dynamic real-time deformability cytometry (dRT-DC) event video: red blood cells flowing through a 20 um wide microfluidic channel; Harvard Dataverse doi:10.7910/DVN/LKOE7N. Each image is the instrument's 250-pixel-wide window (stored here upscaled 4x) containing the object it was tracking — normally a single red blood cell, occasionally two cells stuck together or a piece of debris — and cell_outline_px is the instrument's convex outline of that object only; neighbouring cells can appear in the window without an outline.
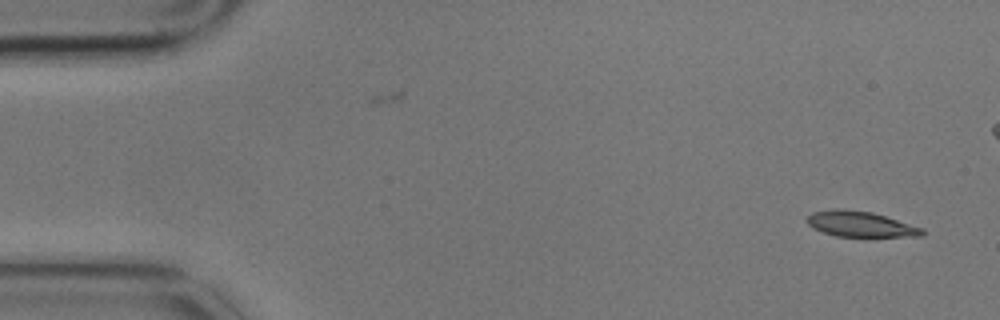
{"species": "common noctule bat (a hibernating species)", "species_latin": "Nyctalus noctula", "temperature_condition": "cold", "stored_images_in_passage": 2, "camera_frame_rate_fps": 3000, "um_per_image_px": 0.085, "animal": {"sex": "male", "body_mass_g": 17.9}, "frame": {"image": 1, "passage_image": 2, "time_ms": 0.333, "image_size_px": [1000, 320], "cell_outline_px": [[924, 236], [836, 236], [812, 228], [804, 220], [812, 212], [832, 208], [872, 212], [924, 228]], "centroid_in_image_um": [73.1, 19.04], "position_along_channel_um": 11.9, "area_um2": 17.05}}